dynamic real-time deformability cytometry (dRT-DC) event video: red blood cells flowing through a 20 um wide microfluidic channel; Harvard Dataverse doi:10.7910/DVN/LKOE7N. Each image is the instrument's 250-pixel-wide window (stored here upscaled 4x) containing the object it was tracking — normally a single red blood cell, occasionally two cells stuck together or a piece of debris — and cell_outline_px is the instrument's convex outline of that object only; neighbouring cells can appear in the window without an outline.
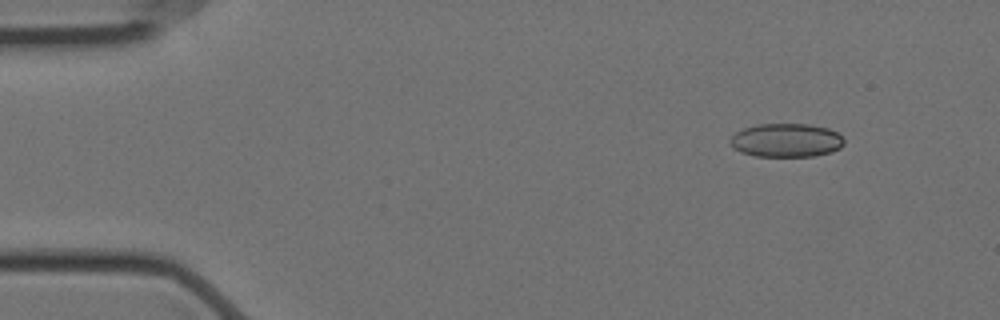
{"species": "Egyptian fruit bat (a non-hibernating species)", "species_latin": "Rousettus aegyptiacus", "temperature_condition": "cold", "stored_images_in_passage": 52, "camera_frame_rate_fps": 3000, "um_per_image_px": 0.085, "animal": {"sex": "female"}, "frame": {"image": 1, "passage_image": 1, "time_ms": 0.0, "image_size_px": [1000, 320], "cell_outline_px": [[844, 144], [840, 148], [832, 152], [812, 156], [756, 156], [740, 152], [732, 148], [728, 140], [736, 132], [744, 128], [756, 124], [808, 124], [828, 128], [836, 132], [844, 140]], "centroid_in_image_um": [66.8, 11.92], "position_along_channel_um": 18.2, "area_um2": 22.43}}
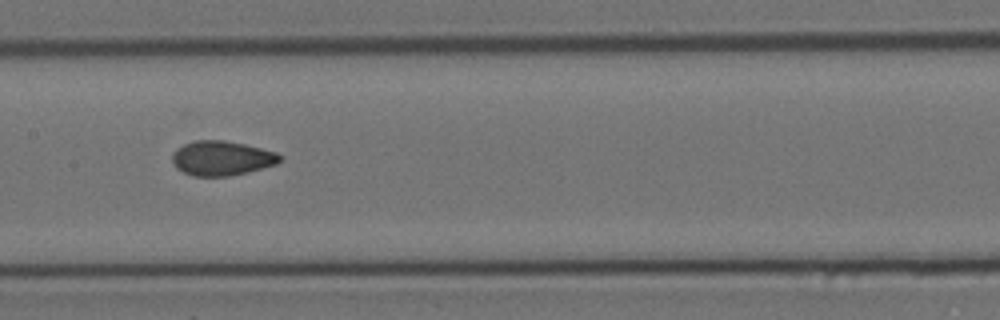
{"frame": {"image": 2, "passage_image": 23, "time_ms": 7.333, "image_size_px": [1000, 320], "cell_outline_px": [[284, 156], [276, 164], [248, 172], [228, 176], [192, 176], [176, 168], [172, 160], [172, 156], [176, 148], [192, 140], [224, 140], [244, 144], [276, 152]], "centroid_in_image_um": [18.84, 13.44], "position_along_channel_um": 188.6, "area_um2": 21.73}}
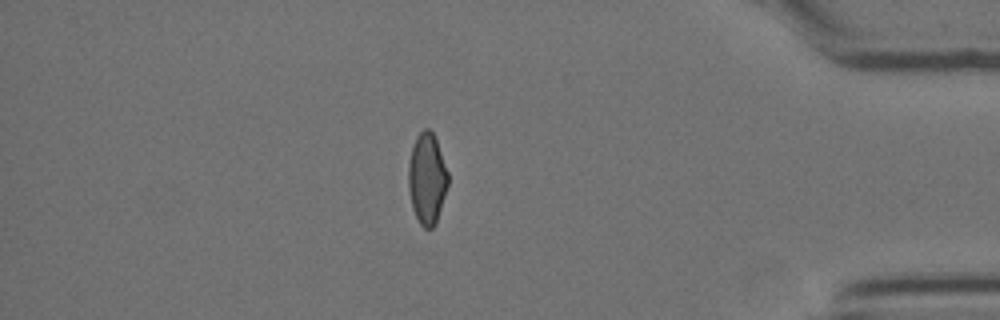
{"frame": {"image": 3, "passage_image": 44, "time_ms": 14.333, "image_size_px": [1000, 320], "cell_outline_px": [[448, 184], [436, 224], [432, 228], [424, 228], [420, 224], [412, 208], [408, 188], [408, 164], [412, 148], [416, 136], [424, 128], [428, 128], [432, 132], [436, 140], [448, 172]], "centroid_in_image_um": [36.28, 15.19], "position_along_channel_um": 398.9, "area_um2": 20.98}, "authors_computed_cell_mechanics": {"area_um2": 21.5305, "velocity_mm_per_s": 3.5399, "shape_relaxation_time_tau1_ms": null, "shape_relaxation_time_tau2_ms": 1.2441, "deformation_change_tau1": null, "deformation_change_tau2": 0.0512}}